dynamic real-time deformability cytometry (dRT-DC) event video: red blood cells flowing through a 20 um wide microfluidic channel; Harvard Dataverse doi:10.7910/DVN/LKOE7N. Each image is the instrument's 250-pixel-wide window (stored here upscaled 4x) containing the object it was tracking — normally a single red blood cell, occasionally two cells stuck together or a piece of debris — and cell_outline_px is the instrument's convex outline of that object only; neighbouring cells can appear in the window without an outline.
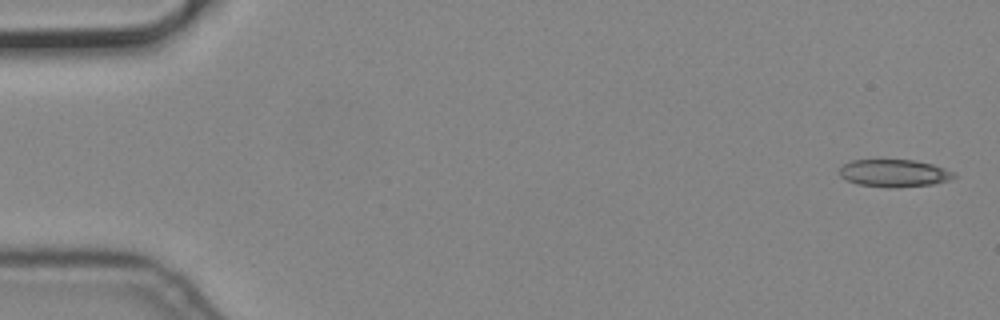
{"species": "common noctule bat (a hibernating species)", "species_latin": "Nyctalus noctula", "temperature_condition": "cold", "stored_images_in_passage": 6, "camera_frame_rate_fps": 3000, "um_per_image_px": 0.085, "animal": {"sex": "male", "body_mass_g": 19.2, "forearm_length_mm": 51.8}, "frame": {"image": 1, "passage_image": 1, "time_ms": 0.0, "image_size_px": [1000, 320], "cell_outline_px": [[956, 176], [948, 180], [932, 184], [896, 188], [888, 188], [856, 184], [844, 180], [840, 176], [840, 168], [844, 164], [852, 160], [912, 160], [932, 164], [944, 168], [952, 172]], "centroid_in_image_um": [75.95, 14.73], "position_along_channel_um": 9.0, "area_um2": 18.32}}
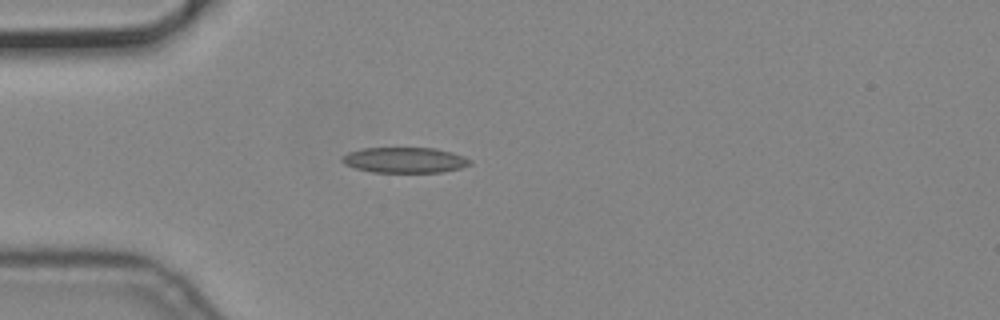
{"frame": {"image": 2, "passage_image": 5, "time_ms": 1.333, "image_size_px": [1000, 320], "cell_outline_px": [[472, 164], [460, 168], [440, 172], [372, 172], [356, 168], [344, 164], [340, 160], [340, 156], [348, 152], [364, 148], [436, 148], [452, 152], [464, 156], [472, 160]], "centroid_in_image_um": [34.4, 13.6], "position_along_channel_um": 50.6, "area_um2": 19.13}}